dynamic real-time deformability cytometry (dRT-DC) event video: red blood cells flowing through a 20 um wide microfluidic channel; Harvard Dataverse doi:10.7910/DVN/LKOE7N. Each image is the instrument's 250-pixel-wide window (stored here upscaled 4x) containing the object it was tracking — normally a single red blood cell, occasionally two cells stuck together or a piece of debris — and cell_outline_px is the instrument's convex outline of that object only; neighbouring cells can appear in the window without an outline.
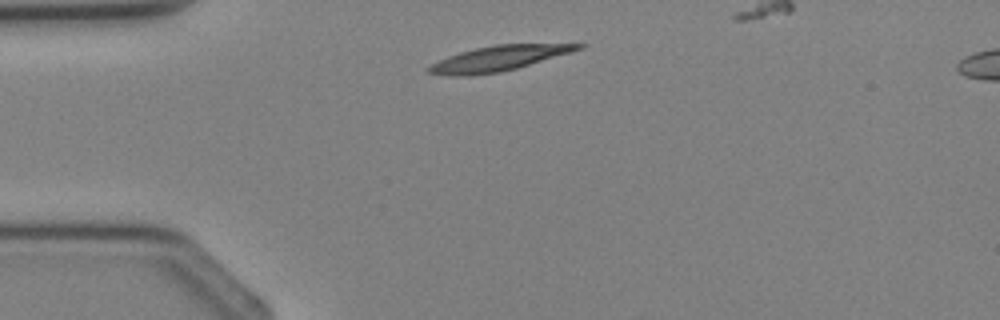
{"species": "Egyptian fruit bat (a non-hibernating species)", "species_latin": "Rousettus aegyptiacus", "temperature_condition": "cold", "stored_images_in_passage": 3, "camera_frame_rate_fps": 3000, "um_per_image_px": 0.085, "animal": {"sex": "female"}, "frame": {"image": 1, "passage_image": 1, "time_ms": 0.0, "image_size_px": [1000, 320], "cell_outline_px": [[588, 44], [584, 48], [516, 68], [500, 72], [468, 76], [452, 76], [428, 72], [424, 68], [448, 56], [460, 52], [476, 48], [496, 44]], "centroid_in_image_um": [42.35, 4.97], "position_along_channel_um": 42.7, "area_um2": 21.56}}